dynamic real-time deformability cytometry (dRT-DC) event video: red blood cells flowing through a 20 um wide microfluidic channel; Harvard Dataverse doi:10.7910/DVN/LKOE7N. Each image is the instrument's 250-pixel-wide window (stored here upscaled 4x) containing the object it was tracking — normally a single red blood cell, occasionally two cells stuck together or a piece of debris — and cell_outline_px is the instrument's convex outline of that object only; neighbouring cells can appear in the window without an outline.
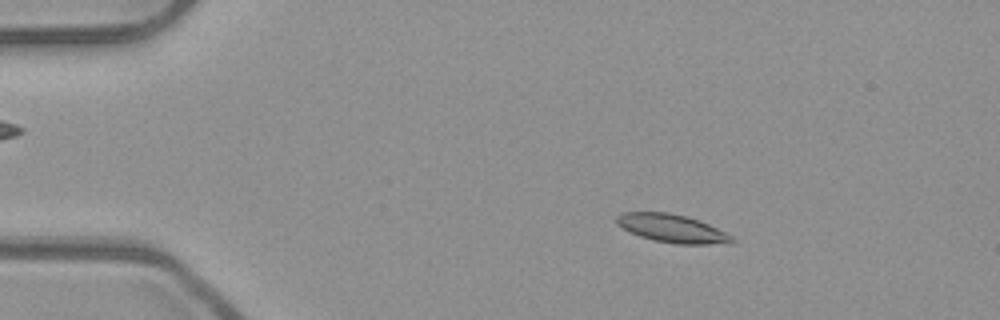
{"species": "common noctule bat (a hibernating species)", "species_latin": "Nyctalus noctula", "temperature_condition": "room temperature", "stored_images_in_passage": 53, "camera_frame_rate_fps": 3000, "um_per_image_px": 0.085, "animal": {"sex": "male", "body_mass_g": 23.1, "forearm_length_mm": 52.7}, "frame": {"image": 1, "passage_image": 9, "time_ms": 2.667, "image_size_px": [1000, 320], "cell_outline_px": [[736, 240], [732, 244], [676, 244], [652, 240], [640, 236], [616, 224], [616, 216], [620, 212], [668, 212], [688, 216], [700, 220], [732, 236]], "centroid_in_image_um": [57.15, 19.41], "position_along_channel_um": 27.9, "area_um2": 19.07}}
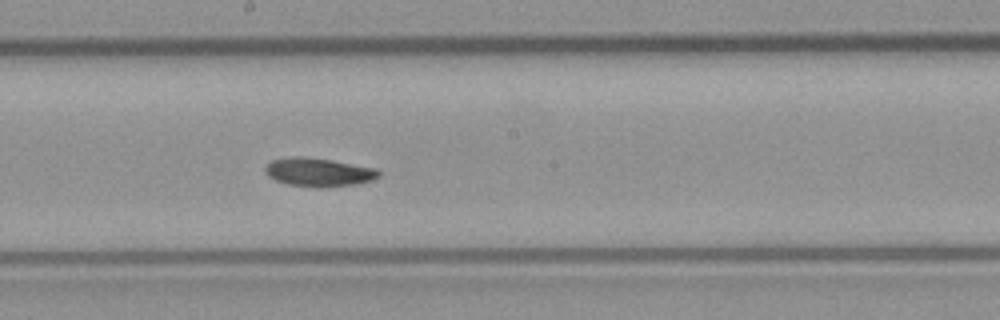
{"frame": {"image": 2, "passage_image": 29, "time_ms": 9.333, "image_size_px": [1000, 320], "cell_outline_px": [[380, 176], [372, 180], [356, 184], [324, 188], [316, 188], [288, 184], [276, 180], [268, 176], [264, 172], [264, 168], [272, 160], [296, 156], [328, 160], [376, 168], [380, 172]], "centroid_in_image_um": [27.08, 14.66], "position_along_channel_um": 221.1, "area_um2": 18.73}}
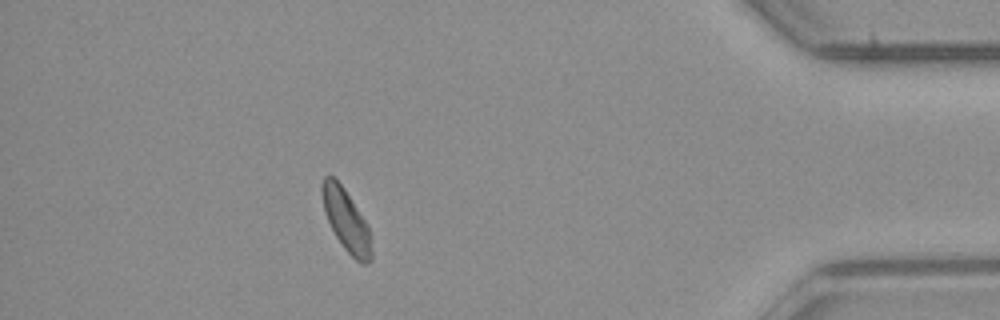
{"frame": {"image": 3, "passage_image": 47, "time_ms": 15.333, "image_size_px": [1000, 320], "cell_outline_px": [[372, 260], [368, 264], [360, 264], [344, 248], [336, 236], [324, 212], [320, 192], [320, 184], [324, 176], [332, 176], [344, 188], [364, 220], [372, 236]], "centroid_in_image_um": [29.43, 18.75], "position_along_channel_um": 405.8, "area_um2": 17.86}, "authors_computed_cell_mechanics": {"area_um2": 18.6116, "velocity_mm_per_s": 3.9106, "shape_relaxation_time_tau1_ms": 5.5254, "shape_relaxation_time_tau2_ms": null, "deformation_change_tau1": 0.1167, "deformation_change_tau2": null}}